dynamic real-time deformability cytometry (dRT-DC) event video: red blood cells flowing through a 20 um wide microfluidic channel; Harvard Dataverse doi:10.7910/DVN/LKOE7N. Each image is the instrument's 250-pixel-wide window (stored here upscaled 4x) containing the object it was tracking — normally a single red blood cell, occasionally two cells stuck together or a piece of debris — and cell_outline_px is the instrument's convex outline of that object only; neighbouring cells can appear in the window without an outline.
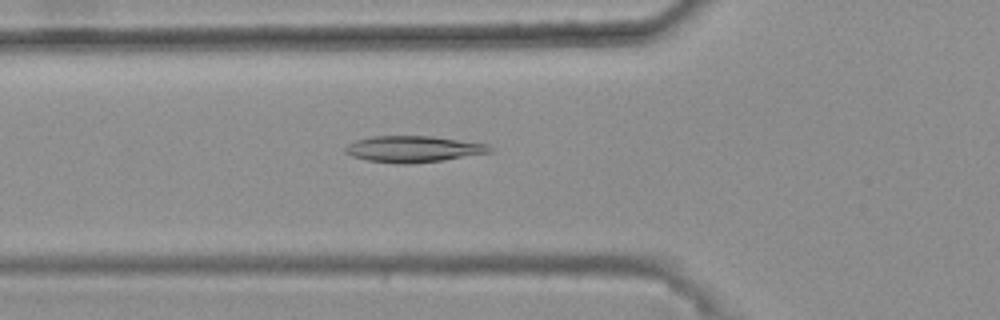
{"species": "common noctule bat (a hibernating species)", "species_latin": "Nyctalus noctula", "temperature_condition": "warm", "stored_images_in_passage": 50, "camera_frame_rate_fps": 3000, "um_per_image_px": 0.085, "animal": {"sex": "female", "body_mass_g": 25.1}, "frame": {"image": 1, "passage_image": 19, "time_ms": 6.0, "image_size_px": [1000, 320], "cell_outline_px": [[492, 152], [444, 160], [412, 164], [396, 164], [368, 160], [352, 156], [344, 152], [344, 148], [348, 144], [356, 140], [372, 136], [432, 136], [488, 144], [492, 148]], "centroid_in_image_um": [35.13, 12.67], "position_along_channel_um": 90.7, "area_um2": 22.25}}
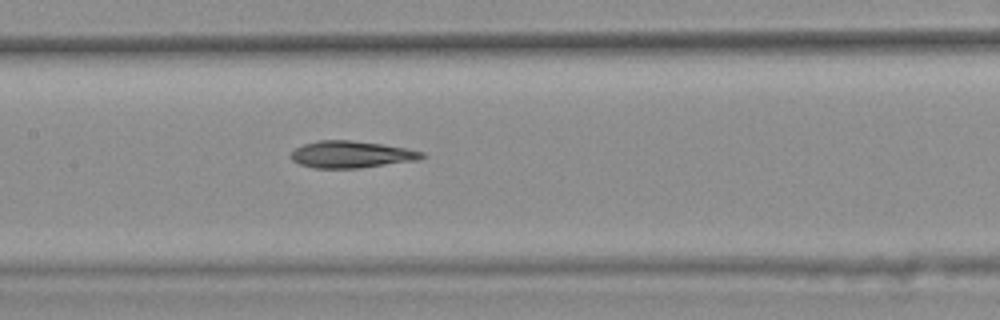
{"frame": {"image": 2, "passage_image": 26, "time_ms": 8.333, "image_size_px": [1000, 320], "cell_outline_px": [[428, 156], [420, 160], [360, 168], [316, 168], [300, 164], [292, 160], [292, 152], [296, 148], [304, 144], [316, 140], [352, 140], [408, 148], [424, 152]], "centroid_in_image_um": [29.93, 13.13], "position_along_channel_um": 177.5, "area_um2": 20.63}}
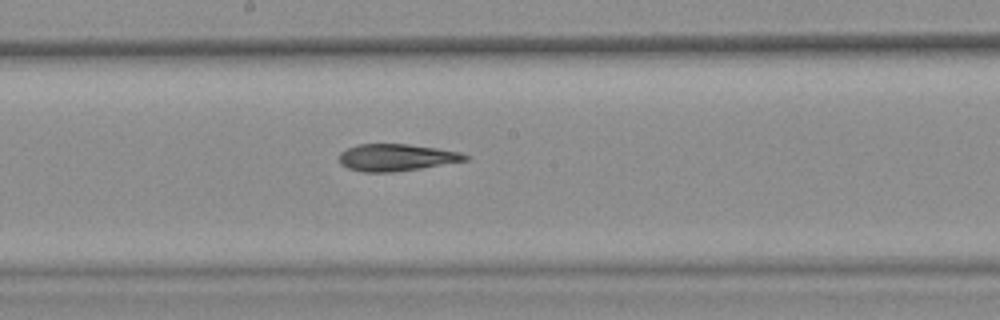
{"frame": {"image": 3, "passage_image": 29, "time_ms": 9.333, "image_size_px": [1000, 320], "cell_outline_px": [[468, 160], [420, 168], [392, 172], [364, 172], [348, 168], [340, 164], [340, 152], [348, 148], [360, 144], [408, 144], [436, 148], [460, 152], [468, 156]], "centroid_in_image_um": [33.68, 13.38], "position_along_channel_um": 214.5, "area_um2": 19.59}}